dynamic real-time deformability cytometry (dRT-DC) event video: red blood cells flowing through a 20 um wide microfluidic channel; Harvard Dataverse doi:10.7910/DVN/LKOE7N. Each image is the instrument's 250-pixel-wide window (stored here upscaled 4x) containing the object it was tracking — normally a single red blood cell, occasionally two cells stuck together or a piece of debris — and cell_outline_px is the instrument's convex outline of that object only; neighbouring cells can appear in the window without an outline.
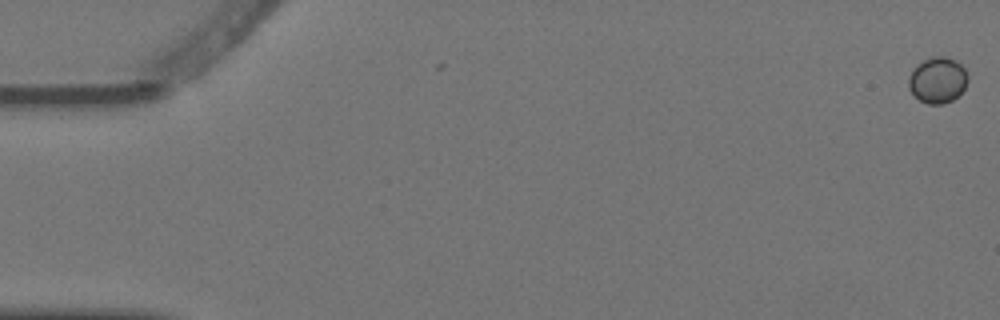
{"species": "Egyptian fruit bat (a non-hibernating species)", "species_latin": "Rousettus aegyptiacus", "temperature_condition": "warm", "stored_images_in_passage": 3, "camera_frame_rate_fps": 3000, "um_per_image_px": 0.085, "animal": {"sex": "female"}, "frame": {"image": 1, "passage_image": 1, "time_ms": 0.0, "image_size_px": [1000, 320], "cell_outline_px": [[968, 80], [964, 88], [952, 100], [944, 104], [928, 104], [920, 100], [908, 88], [908, 76], [916, 64], [932, 56], [948, 56], [956, 60], [964, 68], [968, 76]], "centroid_in_image_um": [79.69, 6.78], "position_along_channel_um": 5.3, "area_um2": 15.95}}